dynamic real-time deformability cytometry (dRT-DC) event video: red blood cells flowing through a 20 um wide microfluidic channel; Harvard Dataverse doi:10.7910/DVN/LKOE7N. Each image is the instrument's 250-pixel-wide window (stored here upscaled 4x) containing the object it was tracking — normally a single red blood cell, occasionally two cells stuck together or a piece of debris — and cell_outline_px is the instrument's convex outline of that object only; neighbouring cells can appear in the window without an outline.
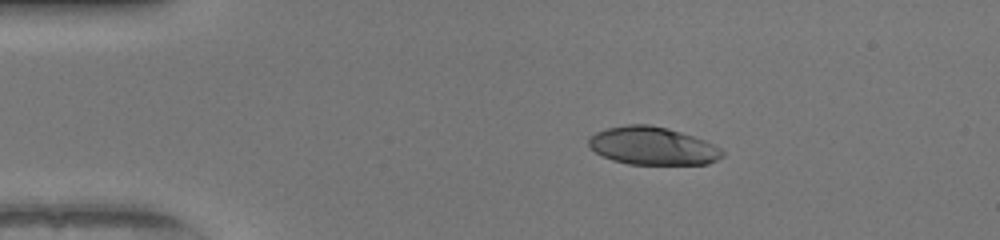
{"species": "human", "species_latin": "Homo sapiens", "temperature_condition": "warm", "stored_images_in_passage": 42, "camera_frame_rate_fps": 3000, "um_per_image_px": 0.085, "donor": {"sex": "female"}, "frame": {"image": 1, "passage_image": 1, "time_ms": 0.0, "image_size_px": [1000, 240], "cell_outline_px": [[724, 156], [708, 164], [628, 164], [612, 160], [596, 152], [588, 144], [588, 136], [596, 132], [608, 128], [628, 124], [648, 124], [668, 128], [704, 140], [720, 148], [724, 152]], "centroid_in_image_um": [55.46, 12.4], "position_along_channel_um": 29.5, "area_um2": 29.42}}
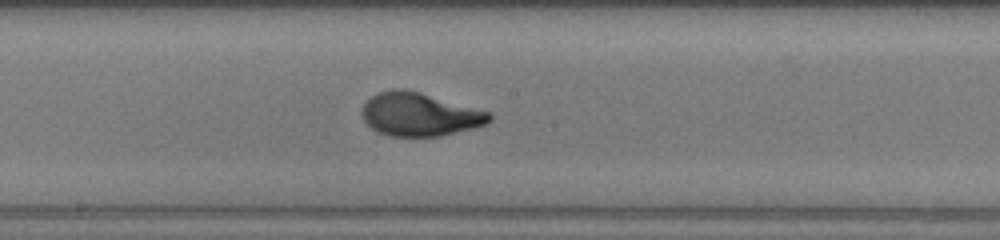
{"frame": {"image": 2, "passage_image": 19, "time_ms": 6.0, "image_size_px": [1000, 240], "cell_outline_px": [[492, 120], [488, 124], [476, 128], [440, 136], [388, 136], [376, 132], [364, 120], [360, 112], [364, 104], [372, 96], [380, 92], [392, 88], [404, 88], [420, 92], [492, 112]], "centroid_in_image_um": [35.7, 9.73], "position_along_channel_um": 212.5, "area_um2": 32.54}}
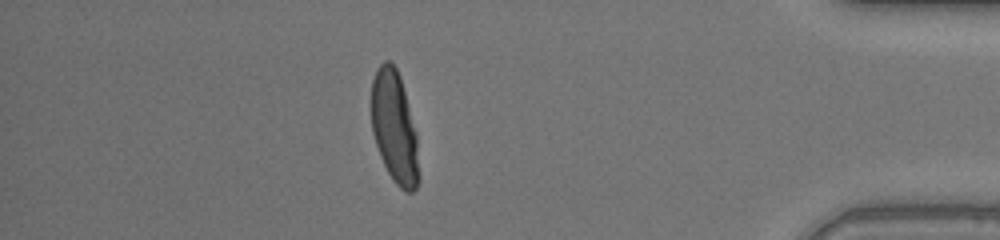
{"frame": {"image": 3, "passage_image": 36, "time_ms": 11.667, "image_size_px": [1000, 240], "cell_outline_px": [[420, 180], [416, 188], [412, 192], [404, 192], [392, 180], [380, 156], [372, 132], [372, 80], [376, 68], [384, 60], [388, 60], [396, 68], [400, 76], [416, 136]], "centroid_in_image_um": [33.52, 10.86], "position_along_channel_um": 401.7, "area_um2": 30.75}, "authors_computed_cell_mechanics": {"area_um2": 31.3565, "velocity_mm_per_s": 4.0976, "shape_relaxation_time_tau1_ms": 4.2544, "shape_relaxation_time_tau2_ms": null, "deformation_change_tau1": 0.2517, "deformation_change_tau2": null}}